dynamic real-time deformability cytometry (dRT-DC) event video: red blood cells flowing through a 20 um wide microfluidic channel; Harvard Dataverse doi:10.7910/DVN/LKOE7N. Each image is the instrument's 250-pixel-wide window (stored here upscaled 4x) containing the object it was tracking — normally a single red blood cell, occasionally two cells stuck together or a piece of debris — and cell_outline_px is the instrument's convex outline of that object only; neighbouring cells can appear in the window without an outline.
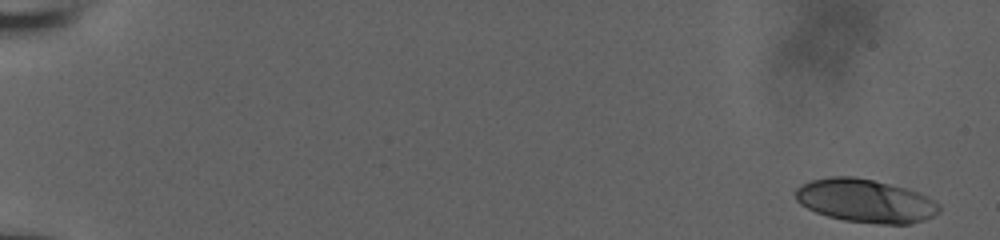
{"species": "human", "species_latin": "Homo sapiens", "temperature_condition": "room temperature", "stored_images_in_passage": 55, "camera_frame_rate_fps": 3000, "um_per_image_px": 0.085, "donor": {"sex": "male"}, "frame": {"image": 1, "passage_image": 1, "time_ms": 0.0, "image_size_px": [1000, 240], "cell_outline_px": [[940, 212], [924, 220], [912, 224], [880, 224], [844, 220], [828, 216], [816, 212], [800, 204], [796, 200], [796, 188], [812, 180], [832, 176], [852, 176], [872, 180], [904, 188], [928, 196], [940, 204]], "centroid_in_image_um": [73.58, 17.08], "position_along_channel_um": 11.4, "area_um2": 36.07}}
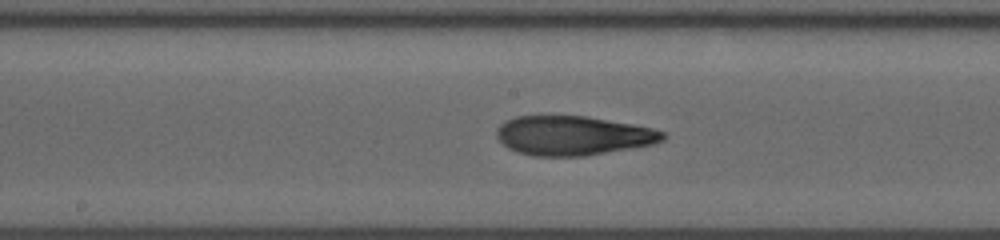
{"frame": {"image": 2, "passage_image": 31, "time_ms": 10.0, "image_size_px": [1000, 240], "cell_outline_px": [[664, 140], [652, 144], [584, 156], [532, 156], [516, 152], [508, 148], [496, 136], [496, 128], [504, 120], [516, 116], [540, 112], [588, 116], [632, 124], [652, 128], [664, 132]], "centroid_in_image_um": [48.6, 11.47], "position_along_channel_um": 199.6, "area_um2": 39.07}}
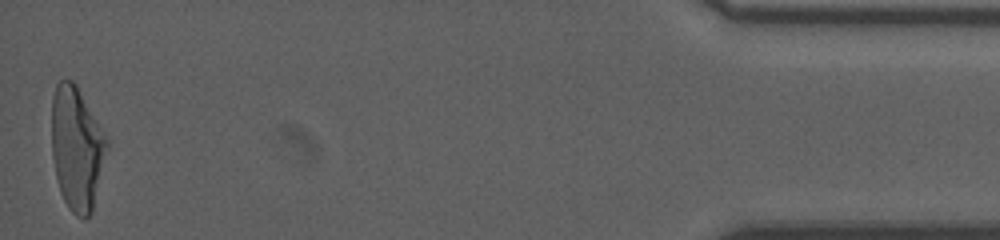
{"frame": {"image": 3, "passage_image": 55, "time_ms": 18.0, "image_size_px": [1000, 240], "cell_outline_px": [[108, 148], [92, 212], [84, 220], [76, 216], [68, 208], [60, 192], [56, 176], [52, 156], [52, 96], [56, 84], [60, 80], [72, 80], [76, 84], [104, 132], [108, 140]], "centroid_in_image_um": [6.52, 12.62], "position_along_channel_um": 428.7, "area_um2": 39.77}, "authors_computed_cell_mechanics": {"area_um2": 38.0324, "velocity_mm_per_s": 3.8763, "shape_relaxation_time_tau1_ms": 5.4276, "shape_relaxation_time_tau2_ms": 1.728, "deformation_change_tau1": 0.2201, "deformation_change_tau2": 0.0988}}